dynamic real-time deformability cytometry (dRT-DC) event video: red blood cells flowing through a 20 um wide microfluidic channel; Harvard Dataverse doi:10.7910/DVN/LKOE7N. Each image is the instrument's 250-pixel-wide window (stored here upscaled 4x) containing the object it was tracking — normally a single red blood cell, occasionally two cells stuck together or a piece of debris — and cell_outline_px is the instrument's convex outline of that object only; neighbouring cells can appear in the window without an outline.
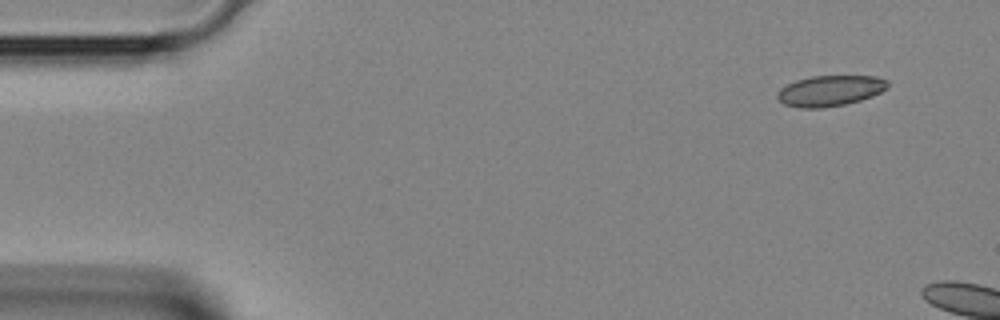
{"species": "Egyptian fruit bat (a non-hibernating species)", "species_latin": "Rousettus aegyptiacus", "temperature_condition": "room temperature", "stored_images_in_passage": 4, "camera_frame_rate_fps": 3000, "um_per_image_px": 0.085, "animal": {"sex": "female"}, "frame": {"image": 1, "passage_image": 1, "time_ms": 0.0, "image_size_px": [1000, 320], "cell_outline_px": [[888, 88], [872, 96], [860, 100], [844, 104], [820, 108], [800, 108], [784, 104], [776, 96], [776, 92], [780, 88], [796, 80], [812, 76], [876, 76], [888, 80]], "centroid_in_image_um": [70.55, 7.71], "position_along_channel_um": 14.5, "area_um2": 19.71}}
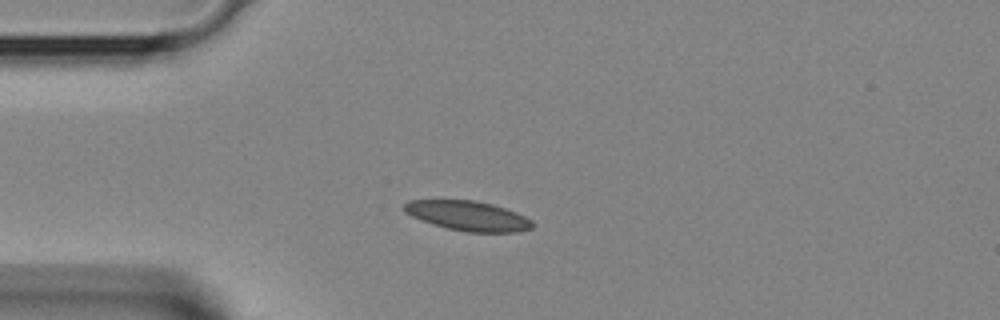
{"frame": {"image": 2, "passage_image": 4, "time_ms": 1.0, "image_size_px": [1000, 320], "cell_outline_px": [[532, 228], [516, 232], [468, 232], [448, 228], [432, 224], [420, 220], [404, 212], [404, 204], [408, 200], [476, 200], [492, 204], [516, 212], [532, 220]], "centroid_in_image_um": [39.76, 18.34], "position_along_channel_um": 45.2, "area_um2": 22.14}}